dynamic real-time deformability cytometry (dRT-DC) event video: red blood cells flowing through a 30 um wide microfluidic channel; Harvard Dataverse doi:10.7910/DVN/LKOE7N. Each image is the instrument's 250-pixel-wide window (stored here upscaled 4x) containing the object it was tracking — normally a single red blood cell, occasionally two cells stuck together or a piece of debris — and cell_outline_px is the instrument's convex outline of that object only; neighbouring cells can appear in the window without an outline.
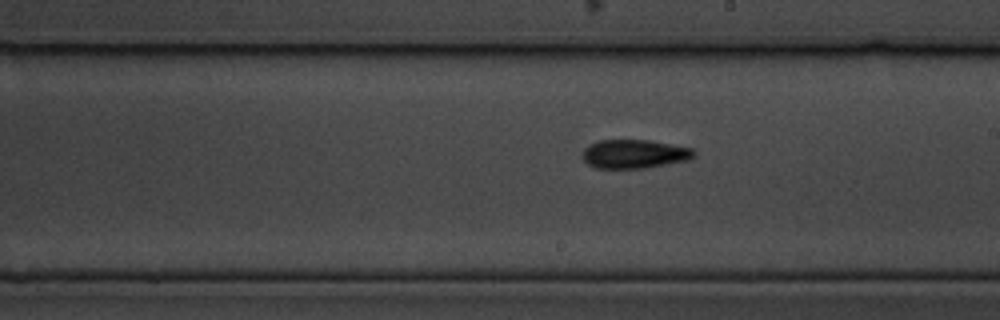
{"species": "common noctule bat (a hibernating species)", "species_latin": "Nyctalus noctula", "temperature_condition": "cold", "stored_images_in_passage": 16, "camera_frame_rate_fps": 3000, "um_per_image_px": 0.085, "animal": {"sex": "male", "body_mass_g": 19.5, "forearm_length_mm": 54.6}, "frame": {"image": 1, "passage_image": 10, "time_ms": 11.333, "image_size_px": [1000, 320], "cell_outline_px": [[696, 156], [688, 160], [648, 168], [596, 168], [588, 164], [584, 160], [584, 148], [600, 140], [648, 140], [692, 148], [696, 152]], "centroid_in_image_um": [53.97, 13.09], "position_along_channel_um": 235.0, "area_um2": 18.61}}
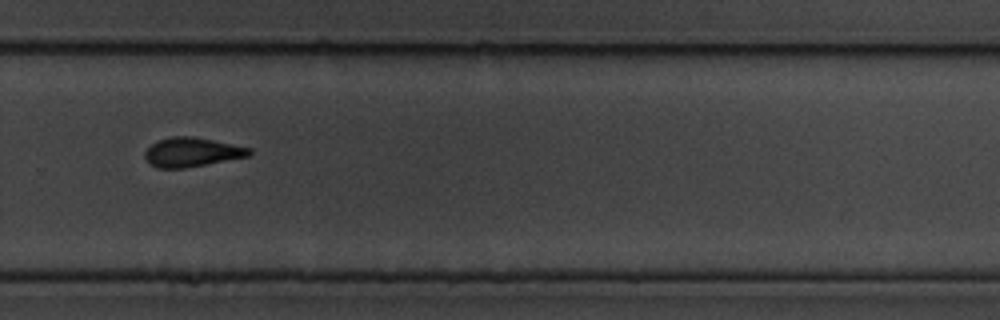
{"frame": {"image": 2, "passage_image": 12, "time_ms": 13.667, "image_size_px": [1000, 320], "cell_outline_px": [[252, 152], [248, 156], [184, 168], [156, 168], [144, 156], [144, 152], [152, 144], [160, 140], [172, 136], [192, 136], [252, 148]], "centroid_in_image_um": [16.31, 12.93], "position_along_channel_um": 313.5, "area_um2": 17.46}}
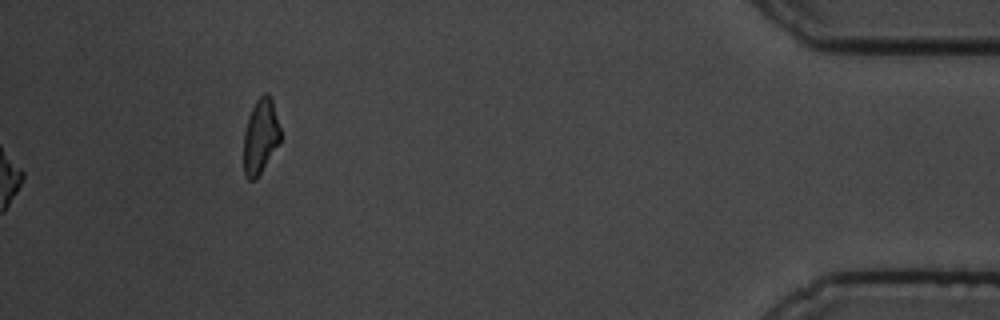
{"frame": {"image": 3, "passage_image": 16, "time_ms": 18.333, "image_size_px": [1000, 320], "cell_outline_px": [[280, 140], [256, 180], [248, 180], [244, 176], [244, 132], [248, 116], [256, 100], [264, 92], [268, 92], [272, 100], [280, 128]], "centroid_in_image_um": [22.12, 11.58], "position_along_channel_um": 413.1, "area_um2": 15.9}, "authors_computed_cell_mechanics": {"area_um2": 18.2359, "velocity_mm_per_s": 3.369, "shape_relaxation_time_tau1_ms": 10.0864, "shape_relaxation_time_tau2_ms": null, "deformation_change_tau1": 0.2144, "deformation_change_tau2": null}}